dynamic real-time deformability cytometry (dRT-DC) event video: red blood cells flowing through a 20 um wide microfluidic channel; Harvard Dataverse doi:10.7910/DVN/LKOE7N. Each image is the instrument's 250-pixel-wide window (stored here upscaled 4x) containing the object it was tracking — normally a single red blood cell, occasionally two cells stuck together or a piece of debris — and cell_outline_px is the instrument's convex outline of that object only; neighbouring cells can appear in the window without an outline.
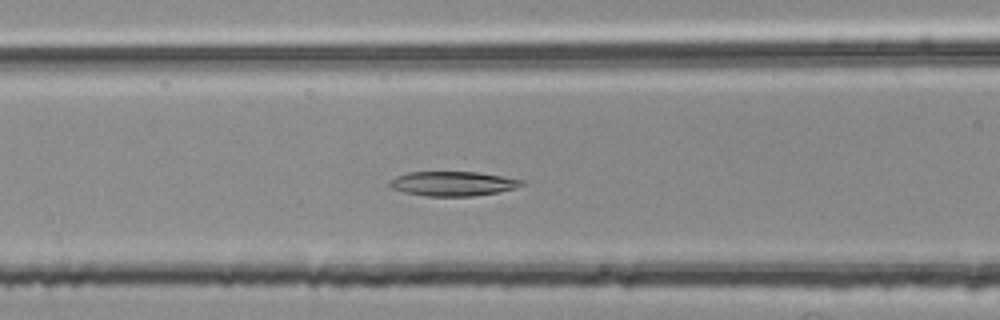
{"species": "common noctule bat (a hibernating species)", "species_latin": "Nyctalus noctula", "temperature_condition": "room temperature", "stored_images_in_passage": 41, "camera_frame_rate_fps": 3000, "um_per_image_px": 0.085, "animal": {"sex": "female", "body_mass_g": 25.1}, "frame": {"image": 1, "passage_image": 11, "time_ms": 3.333, "image_size_px": [1000, 320], "cell_outline_px": [[524, 184], [516, 188], [496, 192], [472, 196], [428, 196], [404, 192], [392, 188], [388, 184], [388, 180], [396, 176], [408, 172], [476, 172], [524, 180]], "centroid_in_image_um": [38.45, 15.6], "position_along_channel_um": 128.1, "area_um2": 18.73}}
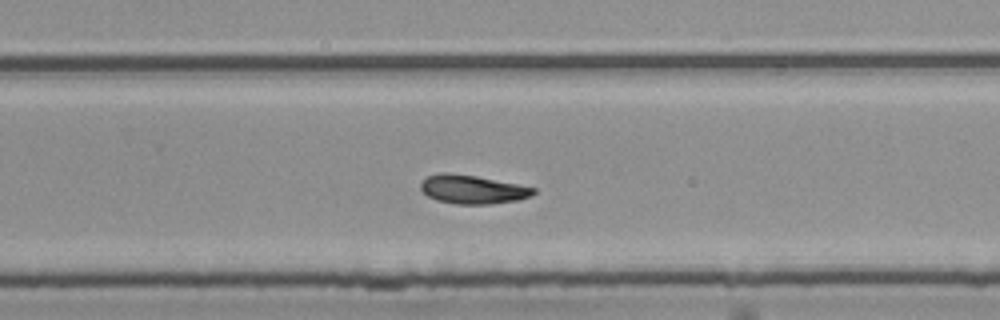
{"frame": {"image": 2, "passage_image": 24, "time_ms": 7.667, "image_size_px": [1000, 320], "cell_outline_px": [[536, 192], [532, 196], [520, 200], [492, 204], [456, 204], [436, 200], [428, 196], [420, 188], [420, 180], [428, 176], [440, 172], [444, 172], [476, 176], [536, 188]], "centroid_in_image_um": [40.16, 16.1], "position_along_channel_um": 289.6, "area_um2": 18.96}}
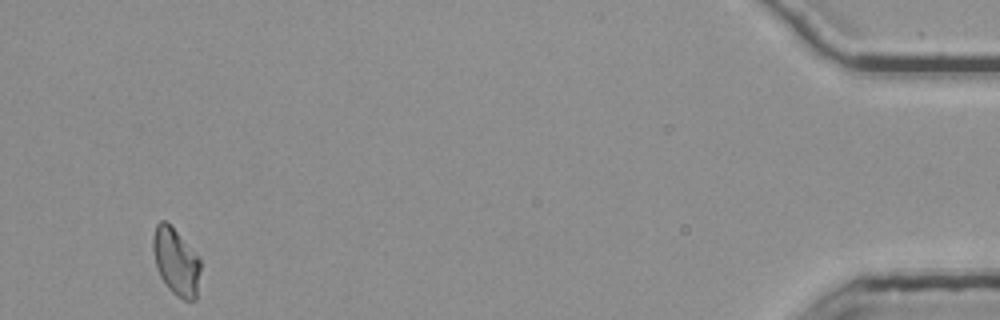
{"frame": {"image": 3, "passage_image": 41, "time_ms": 13.333, "image_size_px": [1000, 320], "cell_outline_px": [[200, 268], [196, 300], [184, 300], [176, 296], [168, 288], [160, 276], [156, 268], [152, 248], [152, 236], [156, 224], [160, 220], [164, 220], [176, 232], [200, 260]], "centroid_in_image_um": [14.92, 22.27], "position_along_channel_um": 420.3, "area_um2": 18.26}, "authors_computed_cell_mechanics": {"area_um2": 18.6694, "velocity_mm_per_s": 3.7389, "shape_relaxation_time_tau1_ms": null, "shape_relaxation_time_tau2_ms": 6.9317, "deformation_change_tau1": null, "deformation_change_tau2": 0.1251}}